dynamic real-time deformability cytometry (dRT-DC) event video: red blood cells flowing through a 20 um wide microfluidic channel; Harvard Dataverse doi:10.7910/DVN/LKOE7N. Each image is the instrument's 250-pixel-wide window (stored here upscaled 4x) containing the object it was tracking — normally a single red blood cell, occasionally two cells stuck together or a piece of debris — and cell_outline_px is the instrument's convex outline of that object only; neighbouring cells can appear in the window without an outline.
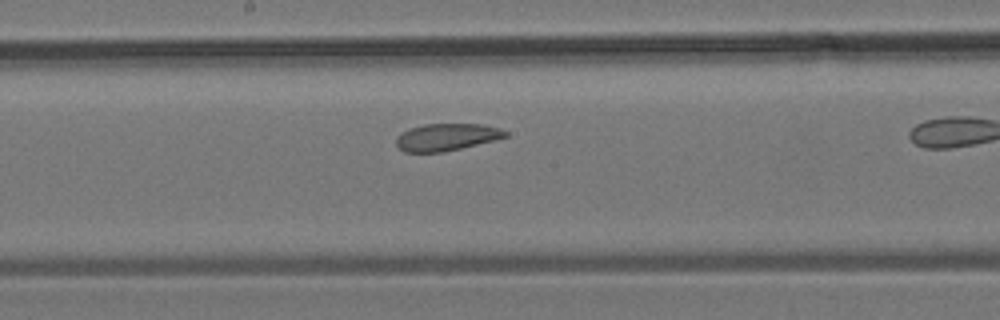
{"species": "common noctule bat (a hibernating species)", "species_latin": "Nyctalus noctula", "temperature_condition": "room temperature", "stored_images_in_passage": 23, "camera_frame_rate_fps": 3000, "um_per_image_px": 0.085, "animal": {"sex": "male", "body_mass_g": 19.2, "forearm_length_mm": 51.8}, "frame": {"image": 1, "passage_image": 14, "time_ms": 4.333, "image_size_px": [1000, 320], "cell_outline_px": [[508, 136], [444, 152], [404, 152], [396, 144], [396, 136], [400, 132], [408, 128], [424, 124], [484, 124], [500, 128], [508, 132]], "centroid_in_image_um": [37.92, 11.64], "position_along_channel_um": 210.3, "area_um2": 17.28}}